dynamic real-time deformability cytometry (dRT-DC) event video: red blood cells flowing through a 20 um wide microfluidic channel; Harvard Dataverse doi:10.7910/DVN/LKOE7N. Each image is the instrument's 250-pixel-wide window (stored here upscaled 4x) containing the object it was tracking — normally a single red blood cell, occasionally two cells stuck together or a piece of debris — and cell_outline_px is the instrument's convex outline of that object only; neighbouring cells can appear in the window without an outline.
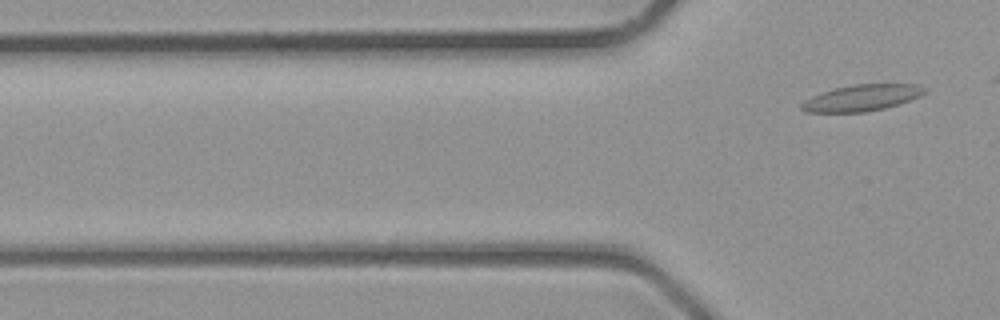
{"species": "common noctule bat (a hibernating species)", "species_latin": "Nyctalus noctula", "temperature_condition": "room temperature", "stored_images_in_passage": 2, "camera_frame_rate_fps": 3000, "um_per_image_px": 0.085, "animal": {"sex": "male", "body_mass_g": 23.1, "forearm_length_mm": 52.7}, "frame": {"image": 1, "passage_image": 2, "time_ms": 0.333, "image_size_px": [1000, 320], "cell_outline_px": [[928, 92], [920, 96], [884, 108], [864, 112], [804, 112], [800, 108], [800, 104], [804, 100], [812, 96], [836, 88], [852, 84], [920, 84], [928, 88]], "centroid_in_image_um": [73.27, 8.31], "position_along_channel_um": 52.5, "area_um2": 18.84}}